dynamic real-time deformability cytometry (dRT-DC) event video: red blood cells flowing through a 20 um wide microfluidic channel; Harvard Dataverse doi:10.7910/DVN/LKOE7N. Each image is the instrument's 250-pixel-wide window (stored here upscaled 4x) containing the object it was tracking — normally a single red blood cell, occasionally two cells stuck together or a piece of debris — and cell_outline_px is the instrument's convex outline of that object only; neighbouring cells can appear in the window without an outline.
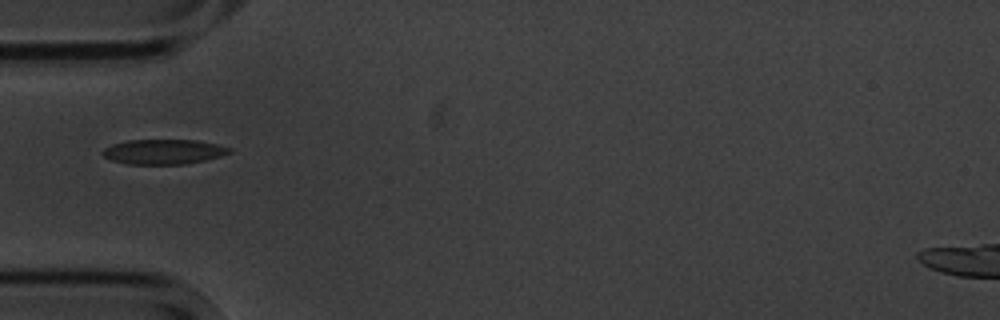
{"species": "common noctule bat (a hibernating species)", "species_latin": "Nyctalus noctula", "temperature_condition": "cold", "stored_images_in_passage": 11, "camera_frame_rate_fps": 3000, "um_per_image_px": 0.085, "animal": {"sex": "male", "body_mass_g": 20.1, "forearm_length_mm": 53.5}, "frame": {"image": 1, "passage_image": 1, "time_ms": 0.0, "image_size_px": [1000, 320], "cell_outline_px": [[232, 152], [220, 156], [204, 160], [184, 164], [124, 164], [112, 160], [104, 156], [100, 152], [104, 148], [112, 144], [128, 140], [196, 140], [216, 144], [232, 148]], "centroid_in_image_um": [13.88, 12.9], "position_along_channel_um": 71.1, "area_um2": 18.38}}
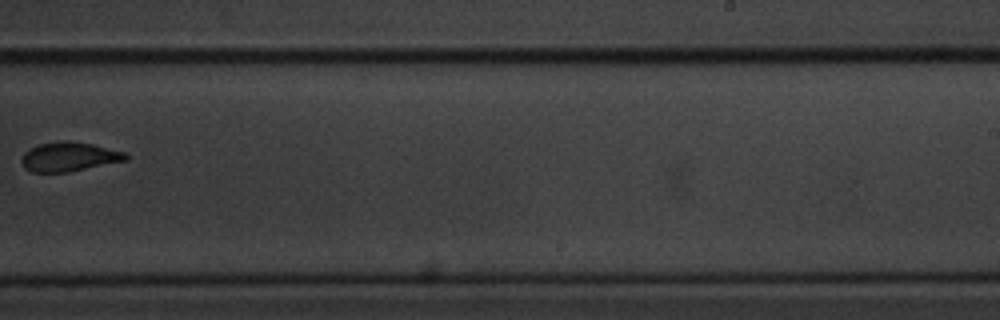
{"frame": {"image": 2, "passage_image": 6, "time_ms": 6.0, "image_size_px": [1000, 320], "cell_outline_px": [[128, 160], [68, 172], [32, 172], [24, 168], [20, 160], [24, 152], [28, 148], [40, 144], [60, 140], [68, 140], [92, 144], [124, 152], [128, 156]], "centroid_in_image_um": [5.83, 13.32], "position_along_channel_um": 283.2, "area_um2": 17.86}}
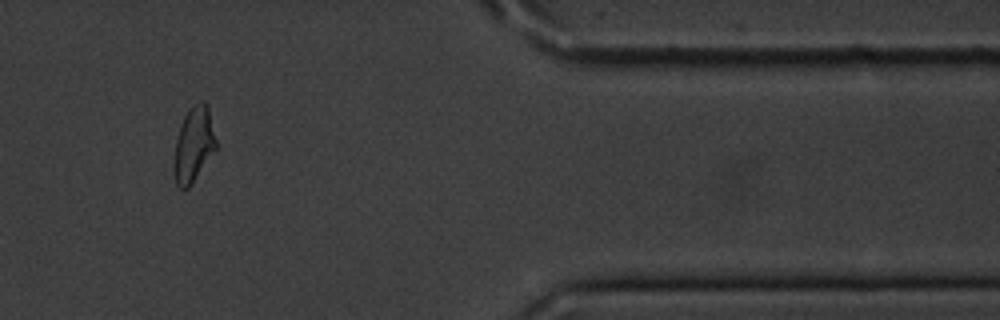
{"frame": {"image": 3, "passage_image": 9, "time_ms": 10.0, "image_size_px": [1000, 320], "cell_outline_px": [[216, 148], [192, 184], [188, 188], [180, 188], [176, 184], [176, 140], [180, 124], [188, 108], [192, 104], [200, 100], [204, 100], [208, 104], [216, 140]], "centroid_in_image_um": [16.5, 12.19], "position_along_channel_um": 394.9, "area_um2": 18.03}}